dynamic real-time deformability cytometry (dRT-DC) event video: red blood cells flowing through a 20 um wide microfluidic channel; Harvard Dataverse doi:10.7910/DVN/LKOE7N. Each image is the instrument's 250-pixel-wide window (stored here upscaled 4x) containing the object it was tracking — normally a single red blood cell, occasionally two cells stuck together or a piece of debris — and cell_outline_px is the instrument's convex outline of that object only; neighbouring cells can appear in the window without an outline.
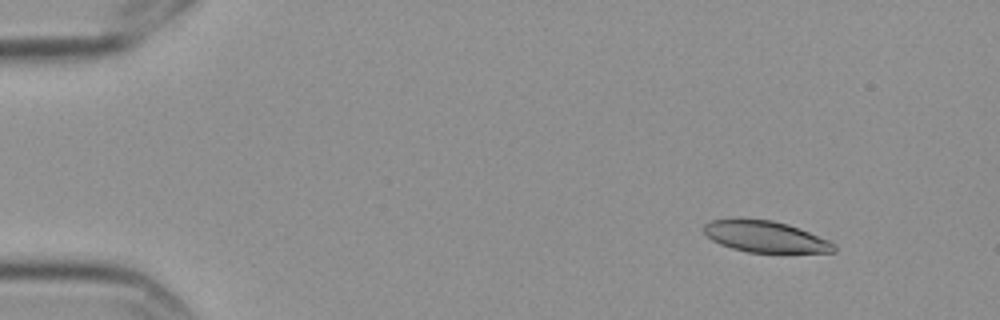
{"species": "Egyptian fruit bat (a non-hibernating species)", "species_latin": "Rousettus aegyptiacus", "temperature_condition": "cold", "stored_images_in_passage": 5, "camera_frame_rate_fps": 3000, "um_per_image_px": 0.085, "frame": {"image": 1, "passage_image": 2, "time_ms": 0.333, "image_size_px": [1000, 320], "cell_outline_px": [[836, 252], [748, 252], [732, 248], [720, 244], [712, 240], [704, 232], [704, 224], [712, 220], [772, 220], [788, 224], [800, 228], [828, 240], [836, 244]], "centroid_in_image_um": [65.09, 20.13], "position_along_channel_um": 19.9, "area_um2": 23.29}}
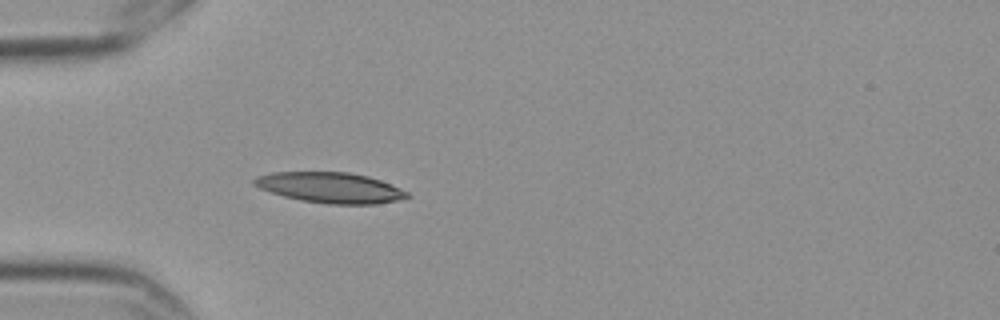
{"frame": {"image": 2, "passage_image": 5, "time_ms": 1.333, "image_size_px": [1000, 320], "cell_outline_px": [[412, 196], [396, 200], [376, 204], [328, 204], [300, 200], [284, 196], [260, 188], [252, 184], [252, 180], [256, 176], [272, 172], [348, 172], [368, 176], [380, 180], [400, 188], [408, 192]], "centroid_in_image_um": [28.06, 15.94], "position_along_channel_um": 56.9, "area_um2": 27.17}}